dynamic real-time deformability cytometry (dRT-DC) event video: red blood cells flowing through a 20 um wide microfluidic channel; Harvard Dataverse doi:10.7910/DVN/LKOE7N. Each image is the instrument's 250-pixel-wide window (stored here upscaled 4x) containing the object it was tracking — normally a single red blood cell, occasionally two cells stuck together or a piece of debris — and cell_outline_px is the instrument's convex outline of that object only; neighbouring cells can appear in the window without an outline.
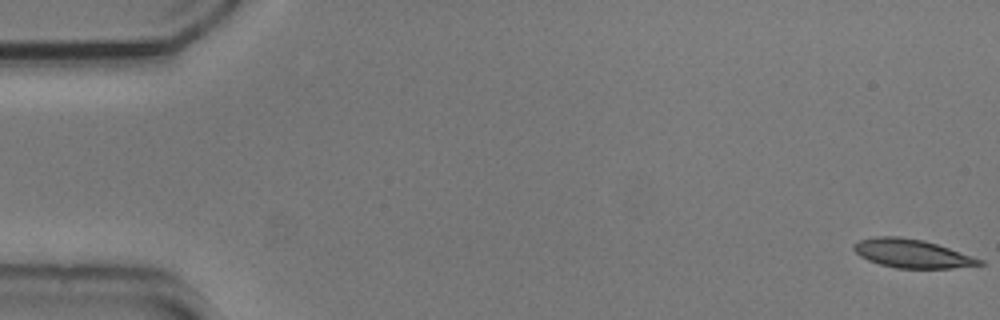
{"species": "common noctule bat (a hibernating species)", "species_latin": "Nyctalus noctula", "temperature_condition": "cold", "stored_images_in_passage": 54, "camera_frame_rate_fps": 3000, "um_per_image_px": 0.085, "animal": {"sex": "male", "body_mass_g": 20.5, "forearm_length_mm": 52.5}, "frame": {"image": 1, "passage_image": 1, "time_ms": 0.0, "image_size_px": [1000, 320], "cell_outline_px": [[984, 264], [952, 268], [896, 268], [880, 264], [868, 260], [860, 256], [852, 248], [852, 244], [860, 240], [876, 236], [900, 236], [924, 240], [984, 260]], "centroid_in_image_um": [77.49, 21.54], "position_along_channel_um": 7.5, "area_um2": 20.81}}
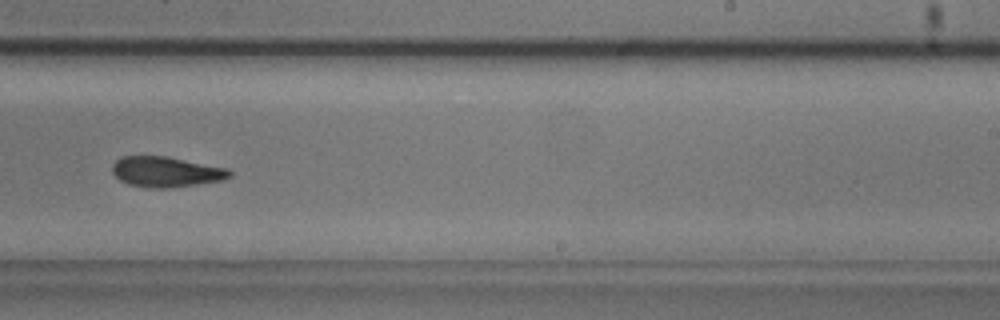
{"frame": {"image": 2, "passage_image": 34, "time_ms": 11.0, "image_size_px": [1000, 320], "cell_outline_px": [[232, 176], [224, 180], [168, 188], [152, 188], [128, 184], [120, 180], [112, 172], [112, 164], [120, 156], [168, 156], [228, 168], [232, 172]], "centroid_in_image_um": [14.12, 14.59], "position_along_channel_um": 274.9, "area_um2": 20.92}}
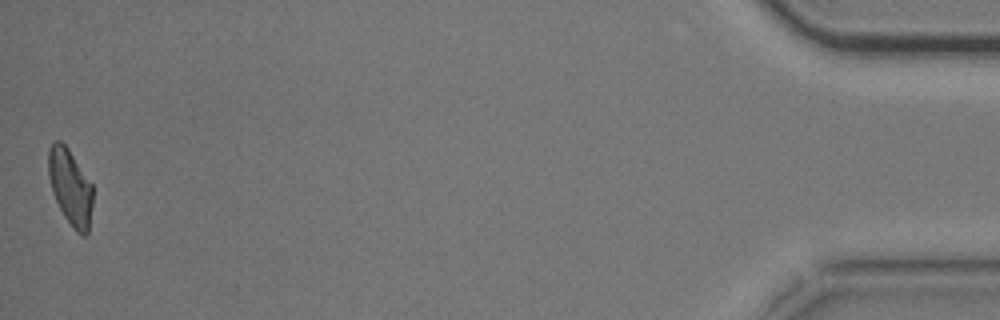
{"frame": {"image": 3, "passage_image": 54, "time_ms": 17.667, "image_size_px": [1000, 320], "cell_outline_px": [[92, 204], [88, 232], [84, 236], [80, 236], [72, 228], [64, 216], [52, 192], [48, 176], [48, 148], [56, 140], [60, 140], [68, 148], [92, 184]], "centroid_in_image_um": [5.96, 15.91], "position_along_channel_um": 429.2, "area_um2": 19.65}, "authors_computed_cell_mechanics": {"area_um2": 21.0103, "velocity_mm_per_s": 3.7272, "shape_relaxation_time_tau1_ms": 4.1452, "shape_relaxation_time_tau2_ms": 4.6001, "deformation_change_tau1": 0.1497, "deformation_change_tau2": 0.125}}